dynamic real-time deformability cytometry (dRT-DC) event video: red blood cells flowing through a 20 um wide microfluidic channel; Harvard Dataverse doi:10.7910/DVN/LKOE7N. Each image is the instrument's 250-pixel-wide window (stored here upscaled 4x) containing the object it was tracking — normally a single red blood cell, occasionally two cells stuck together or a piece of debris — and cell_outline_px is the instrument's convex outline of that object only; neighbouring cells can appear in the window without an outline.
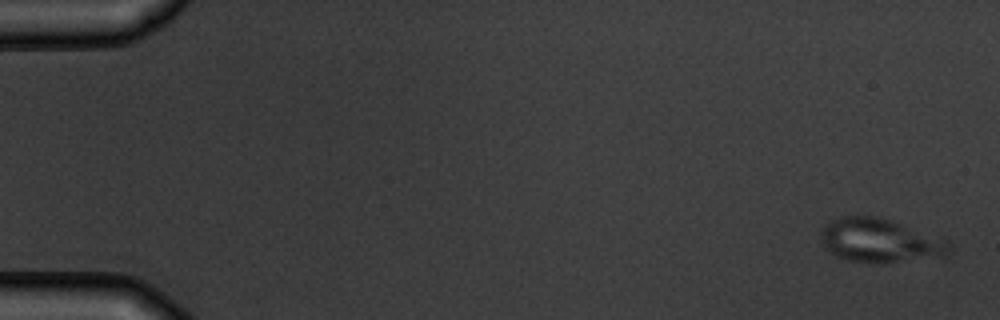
{"species": "common noctule bat (a hibernating species)", "species_latin": "Nyctalus noctula", "temperature_condition": "warm", "stored_images_in_passage": 7, "camera_frame_rate_fps": 3000, "um_per_image_px": 0.085, "animal": {"sex": "male", "body_mass_g": 19.5, "forearm_length_mm": 54.6}, "frame": {"image": 1, "passage_image": 1, "time_ms": 0.0, "image_size_px": [1000, 320], "cell_outline_px": [[952, 248], [944, 256], [884, 264], [868, 264], [848, 260], [836, 256], [828, 252], [824, 248], [820, 236], [820, 232], [832, 220], [840, 216], [876, 216], [892, 220], [948, 240], [952, 244]], "centroid_in_image_um": [74.8, 20.47], "position_along_channel_um": 10.2, "area_um2": 33.29}}